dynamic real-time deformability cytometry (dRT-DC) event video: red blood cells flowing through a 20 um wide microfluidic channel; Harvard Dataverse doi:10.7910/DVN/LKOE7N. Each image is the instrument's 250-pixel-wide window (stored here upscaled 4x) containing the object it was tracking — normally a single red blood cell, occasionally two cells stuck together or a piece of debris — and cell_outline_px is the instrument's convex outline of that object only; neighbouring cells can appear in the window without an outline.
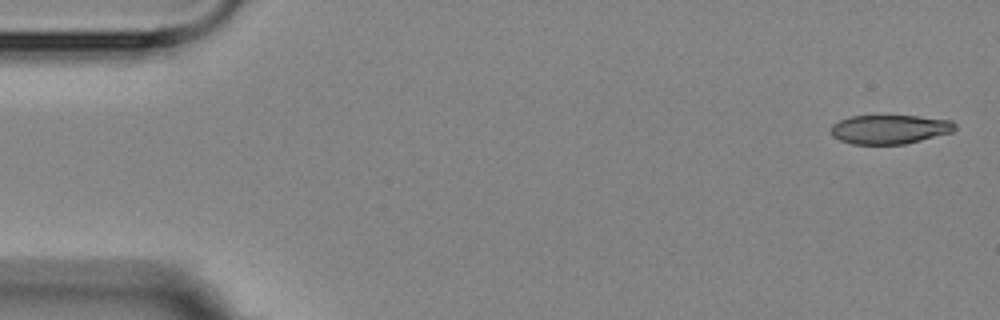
{"species": "Egyptian fruit bat (a non-hibernating species)", "species_latin": "Rousettus aegyptiacus", "temperature_condition": "room temperature", "stored_images_in_passage": 6, "segment_of_instrument_passage": [1, 2], "camera_frame_rate_fps": 3000, "um_per_image_px": 0.085, "animal": {"sex": "female"}, "frame": {"image": 1, "passage_image": 1, "time_ms": 0.0, "image_size_px": [1000, 320], "cell_outline_px": [[956, 128], [952, 132], [904, 144], [852, 144], [840, 140], [832, 136], [832, 124], [840, 120], [852, 116], [916, 116], [952, 120], [956, 124]], "centroid_in_image_um": [75.63, 10.99], "position_along_channel_um": 9.4, "area_um2": 20.87}}